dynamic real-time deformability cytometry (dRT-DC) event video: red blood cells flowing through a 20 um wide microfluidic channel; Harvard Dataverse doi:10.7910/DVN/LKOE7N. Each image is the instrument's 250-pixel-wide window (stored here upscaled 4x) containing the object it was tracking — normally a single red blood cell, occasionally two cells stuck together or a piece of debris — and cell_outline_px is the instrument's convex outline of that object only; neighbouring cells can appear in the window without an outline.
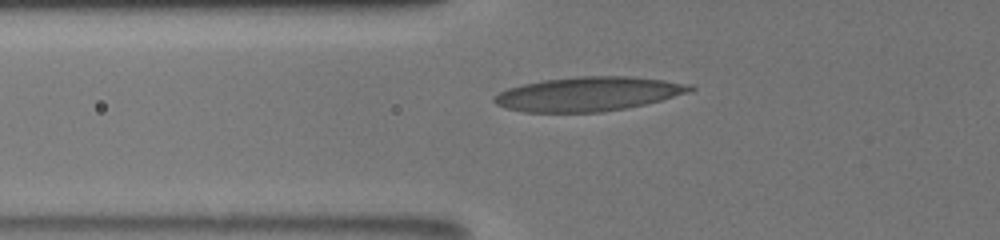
{"species": "human", "species_latin": "Homo sapiens", "temperature_condition": "room temperature", "stored_images_in_passage": 18, "camera_frame_rate_fps": 3000, "um_per_image_px": 0.085, "donor": {"sex": "male"}, "frame": {"image": 1, "passage_image": 12, "time_ms": 4.0, "image_size_px": [1000, 240], "cell_outline_px": [[696, 88], [692, 92], [644, 104], [624, 108], [600, 112], [524, 112], [504, 108], [496, 104], [492, 100], [492, 96], [508, 88], [524, 84], [544, 80], [576, 76], [632, 76], [664, 80], [692, 84]], "centroid_in_image_um": [50.01, 7.98], "position_along_channel_um": 75.8, "area_um2": 39.13}}
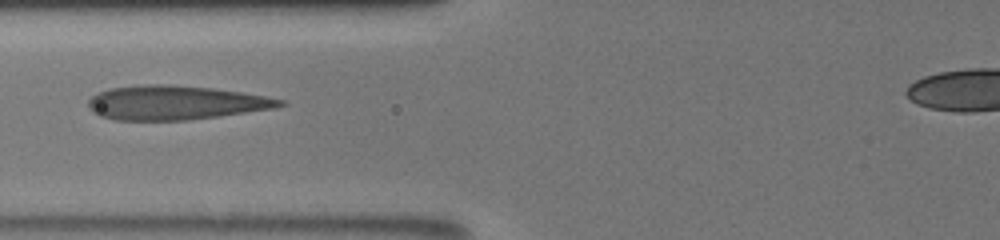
{"frame": {"image": 2, "passage_image": 14, "time_ms": 5.0, "image_size_px": [1000, 240], "cell_outline_px": [[288, 104], [276, 108], [220, 116], [188, 120], [116, 120], [100, 116], [92, 112], [88, 108], [88, 100], [92, 96], [108, 88], [136, 84], [172, 84], [212, 88], [240, 92], [264, 96], [284, 100]], "centroid_in_image_um": [14.88, 8.72], "position_along_channel_um": 110.9, "area_um2": 38.44}}
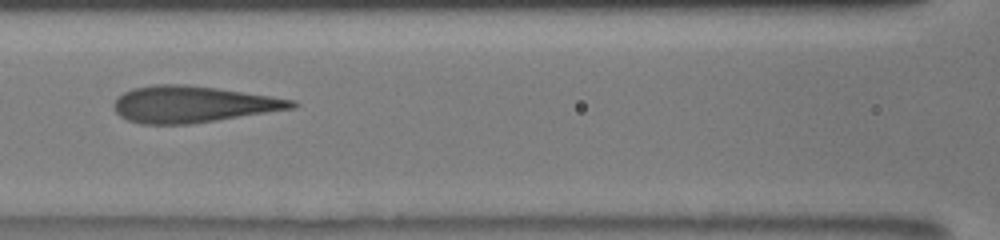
{"frame": {"image": 3, "passage_image": 16, "time_ms": 6.0, "image_size_px": [1000, 240], "cell_outline_px": [[300, 104], [296, 108], [216, 120], [188, 124], [140, 124], [128, 120], [120, 116], [116, 112], [112, 104], [124, 92], [132, 88], [152, 84], [184, 84], [216, 88], [296, 100]], "centroid_in_image_um": [16.38, 8.86], "position_along_channel_um": 150.2, "area_um2": 37.74}}